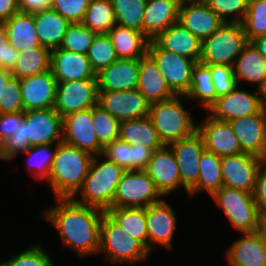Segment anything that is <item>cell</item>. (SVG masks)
<instances>
[{"mask_svg":"<svg viewBox=\"0 0 266 266\" xmlns=\"http://www.w3.org/2000/svg\"><path fill=\"white\" fill-rule=\"evenodd\" d=\"M58 205L42 214L52 223L65 247L81 257L99 252L100 225L105 211L75 202L72 198H57Z\"/></svg>","mask_w":266,"mask_h":266,"instance_id":"1","label":"cell"},{"mask_svg":"<svg viewBox=\"0 0 266 266\" xmlns=\"http://www.w3.org/2000/svg\"><path fill=\"white\" fill-rule=\"evenodd\" d=\"M55 147L47 180L56 198H72L83 185L94 156L63 141Z\"/></svg>","mask_w":266,"mask_h":266,"instance_id":"2","label":"cell"},{"mask_svg":"<svg viewBox=\"0 0 266 266\" xmlns=\"http://www.w3.org/2000/svg\"><path fill=\"white\" fill-rule=\"evenodd\" d=\"M101 155L94 156L83 185L78 190L82 198L72 199L82 205L92 206L107 211L113 208V200L117 185L125 170L105 158L102 162L97 159Z\"/></svg>","mask_w":266,"mask_h":266,"instance_id":"3","label":"cell"},{"mask_svg":"<svg viewBox=\"0 0 266 266\" xmlns=\"http://www.w3.org/2000/svg\"><path fill=\"white\" fill-rule=\"evenodd\" d=\"M180 97L183 95L150 104L149 117L164 145L189 137L197 131V125L183 107Z\"/></svg>","mask_w":266,"mask_h":266,"instance_id":"4","label":"cell"},{"mask_svg":"<svg viewBox=\"0 0 266 266\" xmlns=\"http://www.w3.org/2000/svg\"><path fill=\"white\" fill-rule=\"evenodd\" d=\"M247 43L241 23H224L201 41L199 62L205 65L233 66Z\"/></svg>","mask_w":266,"mask_h":266,"instance_id":"5","label":"cell"},{"mask_svg":"<svg viewBox=\"0 0 266 266\" xmlns=\"http://www.w3.org/2000/svg\"><path fill=\"white\" fill-rule=\"evenodd\" d=\"M113 264L122 262L135 263L144 261L149 255V249L119 227L106 213L100 225V249Z\"/></svg>","mask_w":266,"mask_h":266,"instance_id":"6","label":"cell"},{"mask_svg":"<svg viewBox=\"0 0 266 266\" xmlns=\"http://www.w3.org/2000/svg\"><path fill=\"white\" fill-rule=\"evenodd\" d=\"M211 197L228 218V221L241 233L258 230L259 209L253 193L222 186Z\"/></svg>","mask_w":266,"mask_h":266,"instance_id":"7","label":"cell"},{"mask_svg":"<svg viewBox=\"0 0 266 266\" xmlns=\"http://www.w3.org/2000/svg\"><path fill=\"white\" fill-rule=\"evenodd\" d=\"M160 197L154 181L144 170L125 171L117 185L113 208H146L160 202Z\"/></svg>","mask_w":266,"mask_h":266,"instance_id":"8","label":"cell"},{"mask_svg":"<svg viewBox=\"0 0 266 266\" xmlns=\"http://www.w3.org/2000/svg\"><path fill=\"white\" fill-rule=\"evenodd\" d=\"M147 54L156 63L170 90L175 95H186L196 61L161 49L153 40L149 41Z\"/></svg>","mask_w":266,"mask_h":266,"instance_id":"9","label":"cell"},{"mask_svg":"<svg viewBox=\"0 0 266 266\" xmlns=\"http://www.w3.org/2000/svg\"><path fill=\"white\" fill-rule=\"evenodd\" d=\"M97 79L57 83L54 109L63 118L98 104Z\"/></svg>","mask_w":266,"mask_h":266,"instance_id":"10","label":"cell"},{"mask_svg":"<svg viewBox=\"0 0 266 266\" xmlns=\"http://www.w3.org/2000/svg\"><path fill=\"white\" fill-rule=\"evenodd\" d=\"M262 91L256 89V93H250L238 89V86L219 96L209 107V116L220 121L229 122L232 119L250 116L262 110Z\"/></svg>","mask_w":266,"mask_h":266,"instance_id":"11","label":"cell"},{"mask_svg":"<svg viewBox=\"0 0 266 266\" xmlns=\"http://www.w3.org/2000/svg\"><path fill=\"white\" fill-rule=\"evenodd\" d=\"M98 105L120 122L149 116L150 103L136 88L126 91H99Z\"/></svg>","mask_w":266,"mask_h":266,"instance_id":"12","label":"cell"},{"mask_svg":"<svg viewBox=\"0 0 266 266\" xmlns=\"http://www.w3.org/2000/svg\"><path fill=\"white\" fill-rule=\"evenodd\" d=\"M24 120L30 147L63 141L62 117L54 108L25 111Z\"/></svg>","mask_w":266,"mask_h":266,"instance_id":"13","label":"cell"},{"mask_svg":"<svg viewBox=\"0 0 266 266\" xmlns=\"http://www.w3.org/2000/svg\"><path fill=\"white\" fill-rule=\"evenodd\" d=\"M263 161L247 153L221 157L223 186L253 193L257 172Z\"/></svg>","mask_w":266,"mask_h":266,"instance_id":"14","label":"cell"},{"mask_svg":"<svg viewBox=\"0 0 266 266\" xmlns=\"http://www.w3.org/2000/svg\"><path fill=\"white\" fill-rule=\"evenodd\" d=\"M62 122L63 142L86 151L92 156L102 154L103 147L95 134L91 108L70 113L62 118Z\"/></svg>","mask_w":266,"mask_h":266,"instance_id":"15","label":"cell"},{"mask_svg":"<svg viewBox=\"0 0 266 266\" xmlns=\"http://www.w3.org/2000/svg\"><path fill=\"white\" fill-rule=\"evenodd\" d=\"M177 161L181 185L188 193L198 182L199 161L205 149L202 136L196 131L193 135L168 145Z\"/></svg>","mask_w":266,"mask_h":266,"instance_id":"16","label":"cell"},{"mask_svg":"<svg viewBox=\"0 0 266 266\" xmlns=\"http://www.w3.org/2000/svg\"><path fill=\"white\" fill-rule=\"evenodd\" d=\"M239 140L242 153L266 160V111L228 122Z\"/></svg>","mask_w":266,"mask_h":266,"instance_id":"17","label":"cell"},{"mask_svg":"<svg viewBox=\"0 0 266 266\" xmlns=\"http://www.w3.org/2000/svg\"><path fill=\"white\" fill-rule=\"evenodd\" d=\"M178 23L201 41L224 24L204 0L182 2L179 6Z\"/></svg>","mask_w":266,"mask_h":266,"instance_id":"18","label":"cell"},{"mask_svg":"<svg viewBox=\"0 0 266 266\" xmlns=\"http://www.w3.org/2000/svg\"><path fill=\"white\" fill-rule=\"evenodd\" d=\"M197 132L202 136L205 149L219 157L242 153L239 140L226 121H220L208 115L200 124H197Z\"/></svg>","mask_w":266,"mask_h":266,"instance_id":"19","label":"cell"},{"mask_svg":"<svg viewBox=\"0 0 266 266\" xmlns=\"http://www.w3.org/2000/svg\"><path fill=\"white\" fill-rule=\"evenodd\" d=\"M144 171L154 181L155 187L162 196L169 195L172 190L181 187L179 167L168 145L153 151Z\"/></svg>","mask_w":266,"mask_h":266,"instance_id":"20","label":"cell"},{"mask_svg":"<svg viewBox=\"0 0 266 266\" xmlns=\"http://www.w3.org/2000/svg\"><path fill=\"white\" fill-rule=\"evenodd\" d=\"M50 70L58 83L83 79H97L87 54L66 49L51 50Z\"/></svg>","mask_w":266,"mask_h":266,"instance_id":"21","label":"cell"},{"mask_svg":"<svg viewBox=\"0 0 266 266\" xmlns=\"http://www.w3.org/2000/svg\"><path fill=\"white\" fill-rule=\"evenodd\" d=\"M57 83L51 70L20 79L24 111L53 108Z\"/></svg>","mask_w":266,"mask_h":266,"instance_id":"22","label":"cell"},{"mask_svg":"<svg viewBox=\"0 0 266 266\" xmlns=\"http://www.w3.org/2000/svg\"><path fill=\"white\" fill-rule=\"evenodd\" d=\"M176 220L172 207L164 199L146 207L149 251H151L155 243L166 247V249H172Z\"/></svg>","mask_w":266,"mask_h":266,"instance_id":"23","label":"cell"},{"mask_svg":"<svg viewBox=\"0 0 266 266\" xmlns=\"http://www.w3.org/2000/svg\"><path fill=\"white\" fill-rule=\"evenodd\" d=\"M140 59L118 58L96 73L98 91H126L137 88Z\"/></svg>","mask_w":266,"mask_h":266,"instance_id":"24","label":"cell"},{"mask_svg":"<svg viewBox=\"0 0 266 266\" xmlns=\"http://www.w3.org/2000/svg\"><path fill=\"white\" fill-rule=\"evenodd\" d=\"M227 250L230 266H266V241L256 232L241 233Z\"/></svg>","mask_w":266,"mask_h":266,"instance_id":"25","label":"cell"},{"mask_svg":"<svg viewBox=\"0 0 266 266\" xmlns=\"http://www.w3.org/2000/svg\"><path fill=\"white\" fill-rule=\"evenodd\" d=\"M180 2L147 0L143 15V33L151 41L170 25L178 23Z\"/></svg>","mask_w":266,"mask_h":266,"instance_id":"26","label":"cell"},{"mask_svg":"<svg viewBox=\"0 0 266 266\" xmlns=\"http://www.w3.org/2000/svg\"><path fill=\"white\" fill-rule=\"evenodd\" d=\"M153 41L161 49L199 62L201 40L179 23L170 25Z\"/></svg>","mask_w":266,"mask_h":266,"instance_id":"27","label":"cell"},{"mask_svg":"<svg viewBox=\"0 0 266 266\" xmlns=\"http://www.w3.org/2000/svg\"><path fill=\"white\" fill-rule=\"evenodd\" d=\"M137 89L150 104L169 100L175 96L165 83L156 63L148 54L140 58Z\"/></svg>","mask_w":266,"mask_h":266,"instance_id":"28","label":"cell"},{"mask_svg":"<svg viewBox=\"0 0 266 266\" xmlns=\"http://www.w3.org/2000/svg\"><path fill=\"white\" fill-rule=\"evenodd\" d=\"M233 69L238 86L240 81L257 84L256 88L260 90L266 86V59L251 42L244 46L233 65Z\"/></svg>","mask_w":266,"mask_h":266,"instance_id":"29","label":"cell"},{"mask_svg":"<svg viewBox=\"0 0 266 266\" xmlns=\"http://www.w3.org/2000/svg\"><path fill=\"white\" fill-rule=\"evenodd\" d=\"M33 17L41 46L50 50L60 48L71 23L53 9L33 13Z\"/></svg>","mask_w":266,"mask_h":266,"instance_id":"30","label":"cell"},{"mask_svg":"<svg viewBox=\"0 0 266 266\" xmlns=\"http://www.w3.org/2000/svg\"><path fill=\"white\" fill-rule=\"evenodd\" d=\"M108 35L118 58L140 59L147 54L150 40L143 32L116 24Z\"/></svg>","mask_w":266,"mask_h":266,"instance_id":"31","label":"cell"},{"mask_svg":"<svg viewBox=\"0 0 266 266\" xmlns=\"http://www.w3.org/2000/svg\"><path fill=\"white\" fill-rule=\"evenodd\" d=\"M3 23L9 43L19 52L41 46L32 13L19 11Z\"/></svg>","mask_w":266,"mask_h":266,"instance_id":"32","label":"cell"},{"mask_svg":"<svg viewBox=\"0 0 266 266\" xmlns=\"http://www.w3.org/2000/svg\"><path fill=\"white\" fill-rule=\"evenodd\" d=\"M118 138L131 145L137 144L153 150L164 146L149 116L120 122Z\"/></svg>","mask_w":266,"mask_h":266,"instance_id":"33","label":"cell"},{"mask_svg":"<svg viewBox=\"0 0 266 266\" xmlns=\"http://www.w3.org/2000/svg\"><path fill=\"white\" fill-rule=\"evenodd\" d=\"M106 214L119 227L148 248L146 208H109Z\"/></svg>","mask_w":266,"mask_h":266,"instance_id":"34","label":"cell"},{"mask_svg":"<svg viewBox=\"0 0 266 266\" xmlns=\"http://www.w3.org/2000/svg\"><path fill=\"white\" fill-rule=\"evenodd\" d=\"M51 50L44 47H33L19 52L16 63L10 71L18 79L31 77L50 70Z\"/></svg>","mask_w":266,"mask_h":266,"instance_id":"35","label":"cell"},{"mask_svg":"<svg viewBox=\"0 0 266 266\" xmlns=\"http://www.w3.org/2000/svg\"><path fill=\"white\" fill-rule=\"evenodd\" d=\"M200 175L197 184L188 192L194 195L199 191H206L212 195L223 186L221 175V157L214 152L203 150L199 161Z\"/></svg>","mask_w":266,"mask_h":266,"instance_id":"36","label":"cell"},{"mask_svg":"<svg viewBox=\"0 0 266 266\" xmlns=\"http://www.w3.org/2000/svg\"><path fill=\"white\" fill-rule=\"evenodd\" d=\"M183 97L199 101V105L208 110L216 100L211 69L208 65L196 62L192 69L189 91Z\"/></svg>","mask_w":266,"mask_h":266,"instance_id":"37","label":"cell"},{"mask_svg":"<svg viewBox=\"0 0 266 266\" xmlns=\"http://www.w3.org/2000/svg\"><path fill=\"white\" fill-rule=\"evenodd\" d=\"M81 24L96 34L108 33L117 24L112 1L90 0Z\"/></svg>","mask_w":266,"mask_h":266,"instance_id":"38","label":"cell"},{"mask_svg":"<svg viewBox=\"0 0 266 266\" xmlns=\"http://www.w3.org/2000/svg\"><path fill=\"white\" fill-rule=\"evenodd\" d=\"M118 25L143 32V15L147 0H111Z\"/></svg>","mask_w":266,"mask_h":266,"instance_id":"39","label":"cell"},{"mask_svg":"<svg viewBox=\"0 0 266 266\" xmlns=\"http://www.w3.org/2000/svg\"><path fill=\"white\" fill-rule=\"evenodd\" d=\"M87 57L95 73L118 59L108 33H98L94 36Z\"/></svg>","mask_w":266,"mask_h":266,"instance_id":"40","label":"cell"},{"mask_svg":"<svg viewBox=\"0 0 266 266\" xmlns=\"http://www.w3.org/2000/svg\"><path fill=\"white\" fill-rule=\"evenodd\" d=\"M95 134L99 144L104 148L119 137L120 121L98 104L91 108Z\"/></svg>","mask_w":266,"mask_h":266,"instance_id":"41","label":"cell"},{"mask_svg":"<svg viewBox=\"0 0 266 266\" xmlns=\"http://www.w3.org/2000/svg\"><path fill=\"white\" fill-rule=\"evenodd\" d=\"M241 24L248 42L266 34V0H249Z\"/></svg>","mask_w":266,"mask_h":266,"instance_id":"42","label":"cell"},{"mask_svg":"<svg viewBox=\"0 0 266 266\" xmlns=\"http://www.w3.org/2000/svg\"><path fill=\"white\" fill-rule=\"evenodd\" d=\"M95 35V32L81 23L71 24L67 28L60 48L75 53L87 54Z\"/></svg>","mask_w":266,"mask_h":266,"instance_id":"43","label":"cell"},{"mask_svg":"<svg viewBox=\"0 0 266 266\" xmlns=\"http://www.w3.org/2000/svg\"><path fill=\"white\" fill-rule=\"evenodd\" d=\"M51 145L52 144L32 146L25 152L27 156H29V169L34 166L35 172L33 170L32 175L34 174L33 176H35L36 179H48L49 177L56 153V148L53 151L50 150Z\"/></svg>","mask_w":266,"mask_h":266,"instance_id":"44","label":"cell"},{"mask_svg":"<svg viewBox=\"0 0 266 266\" xmlns=\"http://www.w3.org/2000/svg\"><path fill=\"white\" fill-rule=\"evenodd\" d=\"M204 1L224 23L228 22L241 23L247 11L249 0H204Z\"/></svg>","mask_w":266,"mask_h":266,"instance_id":"45","label":"cell"},{"mask_svg":"<svg viewBox=\"0 0 266 266\" xmlns=\"http://www.w3.org/2000/svg\"><path fill=\"white\" fill-rule=\"evenodd\" d=\"M11 112H25L22 101L20 79L13 76L3 87L0 96V114Z\"/></svg>","mask_w":266,"mask_h":266,"instance_id":"46","label":"cell"},{"mask_svg":"<svg viewBox=\"0 0 266 266\" xmlns=\"http://www.w3.org/2000/svg\"><path fill=\"white\" fill-rule=\"evenodd\" d=\"M101 156L114 162L125 171L132 170V145L119 138L106 145Z\"/></svg>","mask_w":266,"mask_h":266,"instance_id":"47","label":"cell"},{"mask_svg":"<svg viewBox=\"0 0 266 266\" xmlns=\"http://www.w3.org/2000/svg\"><path fill=\"white\" fill-rule=\"evenodd\" d=\"M211 69L212 81L215 87L216 98L226 95L237 86L233 66L230 65H208Z\"/></svg>","mask_w":266,"mask_h":266,"instance_id":"48","label":"cell"},{"mask_svg":"<svg viewBox=\"0 0 266 266\" xmlns=\"http://www.w3.org/2000/svg\"><path fill=\"white\" fill-rule=\"evenodd\" d=\"M7 266H54L40 243L6 261Z\"/></svg>","mask_w":266,"mask_h":266,"instance_id":"49","label":"cell"},{"mask_svg":"<svg viewBox=\"0 0 266 266\" xmlns=\"http://www.w3.org/2000/svg\"><path fill=\"white\" fill-rule=\"evenodd\" d=\"M26 127V122L23 120L16 133L0 144V159L11 160L19 152L24 153L29 150L30 141L26 140Z\"/></svg>","mask_w":266,"mask_h":266,"instance_id":"50","label":"cell"},{"mask_svg":"<svg viewBox=\"0 0 266 266\" xmlns=\"http://www.w3.org/2000/svg\"><path fill=\"white\" fill-rule=\"evenodd\" d=\"M90 0H53L52 9L71 24L81 23Z\"/></svg>","mask_w":266,"mask_h":266,"instance_id":"51","label":"cell"},{"mask_svg":"<svg viewBox=\"0 0 266 266\" xmlns=\"http://www.w3.org/2000/svg\"><path fill=\"white\" fill-rule=\"evenodd\" d=\"M19 51L8 41L7 31L0 22V67L11 71L16 63Z\"/></svg>","mask_w":266,"mask_h":266,"instance_id":"52","label":"cell"},{"mask_svg":"<svg viewBox=\"0 0 266 266\" xmlns=\"http://www.w3.org/2000/svg\"><path fill=\"white\" fill-rule=\"evenodd\" d=\"M23 120L24 112L0 114V144L16 133Z\"/></svg>","mask_w":266,"mask_h":266,"instance_id":"53","label":"cell"},{"mask_svg":"<svg viewBox=\"0 0 266 266\" xmlns=\"http://www.w3.org/2000/svg\"><path fill=\"white\" fill-rule=\"evenodd\" d=\"M253 198L259 211L266 210V160H264L257 172Z\"/></svg>","mask_w":266,"mask_h":266,"instance_id":"54","label":"cell"},{"mask_svg":"<svg viewBox=\"0 0 266 266\" xmlns=\"http://www.w3.org/2000/svg\"><path fill=\"white\" fill-rule=\"evenodd\" d=\"M153 151V149L148 147L138 146L137 144L132 145V170H145Z\"/></svg>","mask_w":266,"mask_h":266,"instance_id":"55","label":"cell"},{"mask_svg":"<svg viewBox=\"0 0 266 266\" xmlns=\"http://www.w3.org/2000/svg\"><path fill=\"white\" fill-rule=\"evenodd\" d=\"M20 12L36 13L52 9L53 0H17Z\"/></svg>","mask_w":266,"mask_h":266,"instance_id":"56","label":"cell"},{"mask_svg":"<svg viewBox=\"0 0 266 266\" xmlns=\"http://www.w3.org/2000/svg\"><path fill=\"white\" fill-rule=\"evenodd\" d=\"M19 12L17 0H0V22H5Z\"/></svg>","mask_w":266,"mask_h":266,"instance_id":"57","label":"cell"},{"mask_svg":"<svg viewBox=\"0 0 266 266\" xmlns=\"http://www.w3.org/2000/svg\"><path fill=\"white\" fill-rule=\"evenodd\" d=\"M256 50L266 59V34L250 41Z\"/></svg>","mask_w":266,"mask_h":266,"instance_id":"58","label":"cell"},{"mask_svg":"<svg viewBox=\"0 0 266 266\" xmlns=\"http://www.w3.org/2000/svg\"><path fill=\"white\" fill-rule=\"evenodd\" d=\"M257 232L266 241V210L259 211V221Z\"/></svg>","mask_w":266,"mask_h":266,"instance_id":"59","label":"cell"},{"mask_svg":"<svg viewBox=\"0 0 266 266\" xmlns=\"http://www.w3.org/2000/svg\"><path fill=\"white\" fill-rule=\"evenodd\" d=\"M12 76L13 75L9 70L0 67V96L3 91V87L7 84Z\"/></svg>","mask_w":266,"mask_h":266,"instance_id":"60","label":"cell"},{"mask_svg":"<svg viewBox=\"0 0 266 266\" xmlns=\"http://www.w3.org/2000/svg\"><path fill=\"white\" fill-rule=\"evenodd\" d=\"M261 91H262V108L266 111V86Z\"/></svg>","mask_w":266,"mask_h":266,"instance_id":"61","label":"cell"},{"mask_svg":"<svg viewBox=\"0 0 266 266\" xmlns=\"http://www.w3.org/2000/svg\"><path fill=\"white\" fill-rule=\"evenodd\" d=\"M0 266H7V265H6V261L3 262V263H0Z\"/></svg>","mask_w":266,"mask_h":266,"instance_id":"62","label":"cell"},{"mask_svg":"<svg viewBox=\"0 0 266 266\" xmlns=\"http://www.w3.org/2000/svg\"><path fill=\"white\" fill-rule=\"evenodd\" d=\"M176 1H179L180 3L184 2L185 0H176Z\"/></svg>","mask_w":266,"mask_h":266,"instance_id":"63","label":"cell"}]
</instances>
